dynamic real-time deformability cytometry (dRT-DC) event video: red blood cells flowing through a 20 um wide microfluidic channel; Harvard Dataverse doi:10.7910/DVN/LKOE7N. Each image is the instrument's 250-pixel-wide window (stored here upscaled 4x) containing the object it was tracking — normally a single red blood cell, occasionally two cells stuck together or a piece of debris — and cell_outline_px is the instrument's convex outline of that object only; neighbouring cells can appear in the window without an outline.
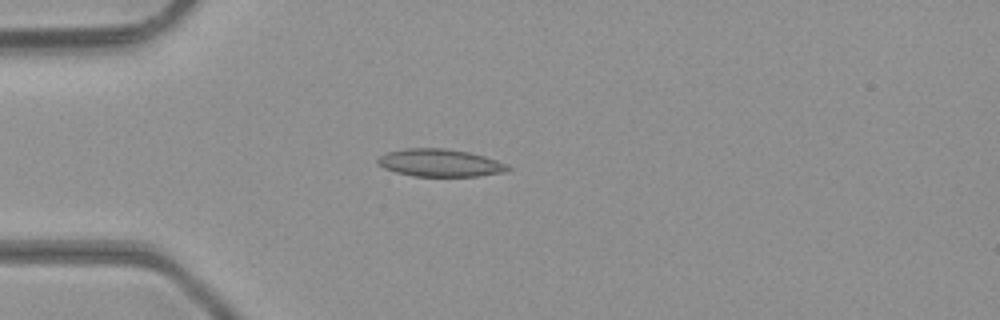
{"species": "common noctule bat (a hibernating species)", "species_latin": "Nyctalus noctula", "temperature_condition": "room temperature", "stored_images_in_passage": 21, "camera_frame_rate_fps": 3000, "um_per_image_px": 0.085, "animal": {"sex": "male", "body_mass_g": 23.1, "forearm_length_mm": 52.7}, "frame": {"image": 1, "passage_image": 1, "time_ms": 0.0, "image_size_px": [1000, 320], "cell_outline_px": [[512, 168], [504, 172], [480, 176], [412, 176], [396, 172], [384, 168], [376, 164], [376, 160], [380, 156], [388, 152], [404, 148], [444, 148], [468, 152], [484, 156], [508, 164]], "centroid_in_image_um": [37.39, 13.84], "position_along_channel_um": 47.6, "area_um2": 20.98}}
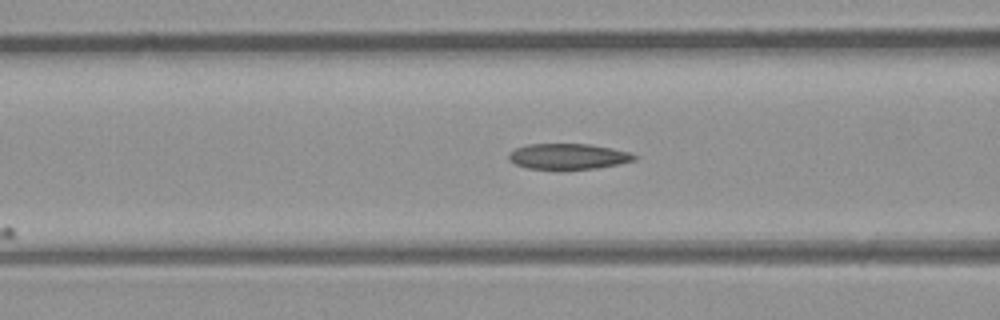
{"frame": {"image": 2, "passage_image": 7, "time_ms": 2.0, "image_size_px": [1000, 320], "cell_outline_px": [[640, 156], [636, 160], [596, 168], [560, 172], [528, 168], [516, 164], [508, 160], [508, 152], [516, 148], [528, 144], [592, 144], [612, 148], [628, 152]], "centroid_in_image_um": [48.27, 13.33], "position_along_channel_um": 118.3, "area_um2": 19.54}}